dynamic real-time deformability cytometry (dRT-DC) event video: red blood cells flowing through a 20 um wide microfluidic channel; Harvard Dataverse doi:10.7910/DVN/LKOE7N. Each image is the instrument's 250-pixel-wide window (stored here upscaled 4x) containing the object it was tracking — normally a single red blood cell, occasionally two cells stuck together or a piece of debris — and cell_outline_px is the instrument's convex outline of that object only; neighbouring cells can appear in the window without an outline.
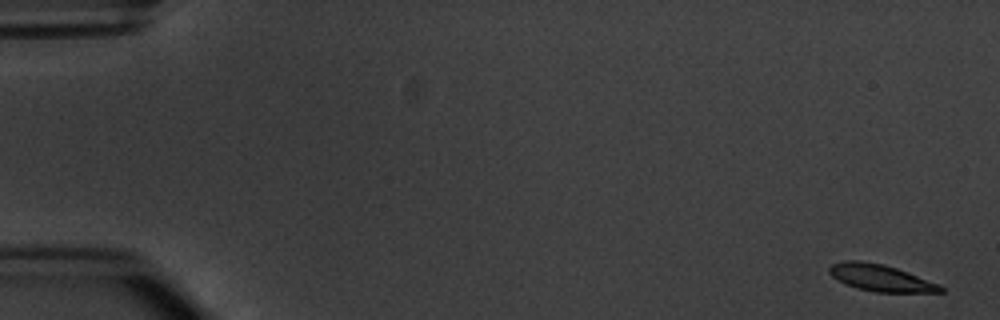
{"species": "common noctule bat (a hibernating species)", "species_latin": "Nyctalus noctula", "temperature_condition": "warm", "stored_images_in_passage": 9, "camera_frame_rate_fps": 3000, "um_per_image_px": 0.085, "animal": {"sex": "male", "body_mass_g": 20.1, "forearm_length_mm": 53.5}, "frame": {"image": 1, "passage_image": 1, "time_ms": 0.0, "image_size_px": [1000, 320], "cell_outline_px": [[944, 292], [876, 292], [856, 288], [832, 276], [828, 272], [828, 268], [832, 264], [844, 260], [860, 260], [884, 264], [908, 272], [940, 284], [944, 288]], "centroid_in_image_um": [74.87, 23.61], "position_along_channel_um": 10.1, "area_um2": 17.28}}
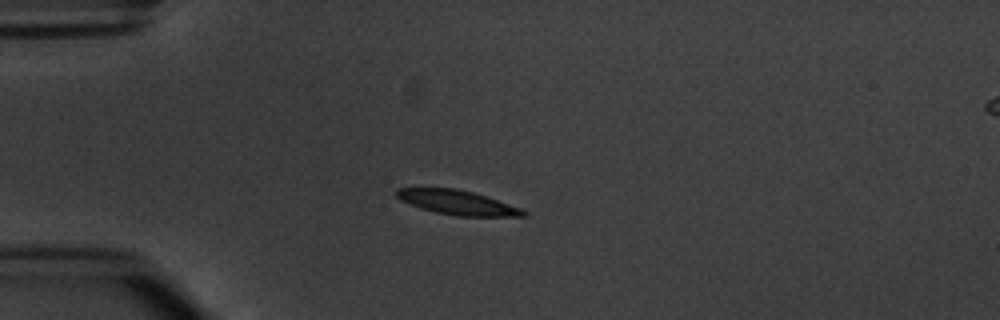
{"frame": {"image": 2, "passage_image": 4, "time_ms": 4.333, "image_size_px": [1000, 320], "cell_outline_px": [[528, 216], [456, 216], [436, 212], [420, 208], [408, 204], [400, 200], [396, 196], [396, 188], [452, 188], [472, 192], [520, 208], [528, 212]], "centroid_in_image_um": [38.83, 17.22], "position_along_channel_um": 46.2, "area_um2": 17.8}}
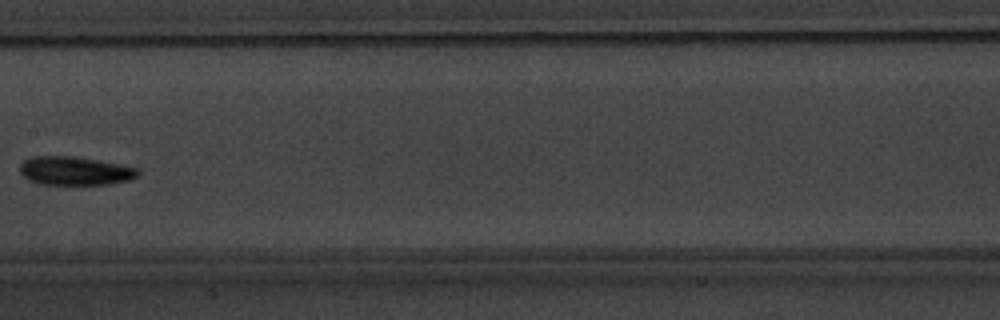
{"frame": {"image": 3, "passage_image": 8, "time_ms": 9.0, "image_size_px": [1000, 320], "cell_outline_px": [[140, 172], [132, 180], [108, 184], [40, 184], [28, 180], [20, 172], [20, 164], [24, 160], [32, 156], [72, 156], [120, 164], [136, 168]], "centroid_in_image_um": [6.35, 14.52], "position_along_channel_um": 201.0, "area_um2": 19.59}}